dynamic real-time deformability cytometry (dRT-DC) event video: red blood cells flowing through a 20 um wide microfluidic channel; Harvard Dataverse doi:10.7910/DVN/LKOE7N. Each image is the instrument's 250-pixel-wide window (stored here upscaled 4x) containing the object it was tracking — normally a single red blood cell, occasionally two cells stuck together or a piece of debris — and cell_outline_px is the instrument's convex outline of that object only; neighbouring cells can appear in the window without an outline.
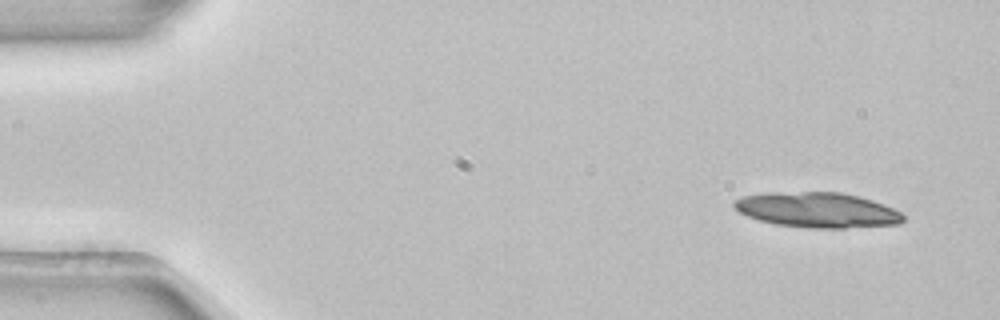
{"species": "common noctule bat (a hibernating species)", "species_latin": "Nyctalus noctula", "temperature_condition": "room temperature", "stored_images_in_passage": 4, "segment_of_instrument_passage": [1, 2], "camera_frame_rate_fps": 3000, "um_per_image_px": 0.085, "animal": {"sex": "female", "body_mass_g": 22.7, "forearm_length_mm": 54.2}, "frame": {"image": 1, "passage_image": 1, "time_ms": 0.0, "image_size_px": [1000, 320], "cell_outline_px": [[904, 220], [900, 224], [844, 228], [812, 228], [772, 224], [748, 216], [740, 212], [732, 204], [732, 200], [744, 196], [768, 192], [840, 192], [872, 200], [884, 204], [900, 212], [904, 216]], "centroid_in_image_um": [69.46, 17.85], "position_along_channel_um": 15.5, "area_um2": 34.68}}